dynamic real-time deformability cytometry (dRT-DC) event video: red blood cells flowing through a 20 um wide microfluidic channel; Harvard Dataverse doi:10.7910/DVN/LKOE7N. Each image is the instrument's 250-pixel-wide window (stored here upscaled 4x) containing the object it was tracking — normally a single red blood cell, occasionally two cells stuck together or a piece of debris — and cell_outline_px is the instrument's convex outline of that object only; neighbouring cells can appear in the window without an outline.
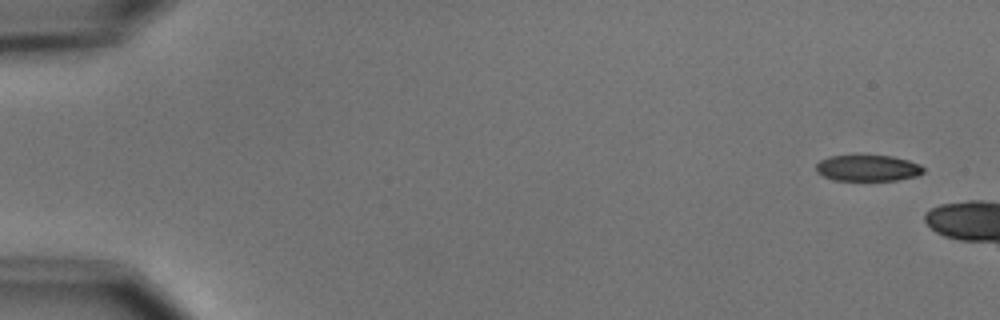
{"species": "common noctule bat (a hibernating species)", "species_latin": "Nyctalus noctula", "temperature_condition": "cold", "stored_images_in_passage": 3, "camera_frame_rate_fps": 3000, "um_per_image_px": 0.085, "animal": {"sex": "male", "body_mass_g": 15.6}, "frame": {"image": 1, "passage_image": 1, "time_ms": 0.0, "image_size_px": [1000, 320], "cell_outline_px": [[924, 172], [916, 176], [896, 180], [836, 180], [824, 176], [816, 172], [816, 164], [820, 160], [828, 156], [892, 156], [908, 160], [920, 164], [924, 168]], "centroid_in_image_um": [73.76, 14.28], "position_along_channel_um": 11.2, "area_um2": 16.24}}